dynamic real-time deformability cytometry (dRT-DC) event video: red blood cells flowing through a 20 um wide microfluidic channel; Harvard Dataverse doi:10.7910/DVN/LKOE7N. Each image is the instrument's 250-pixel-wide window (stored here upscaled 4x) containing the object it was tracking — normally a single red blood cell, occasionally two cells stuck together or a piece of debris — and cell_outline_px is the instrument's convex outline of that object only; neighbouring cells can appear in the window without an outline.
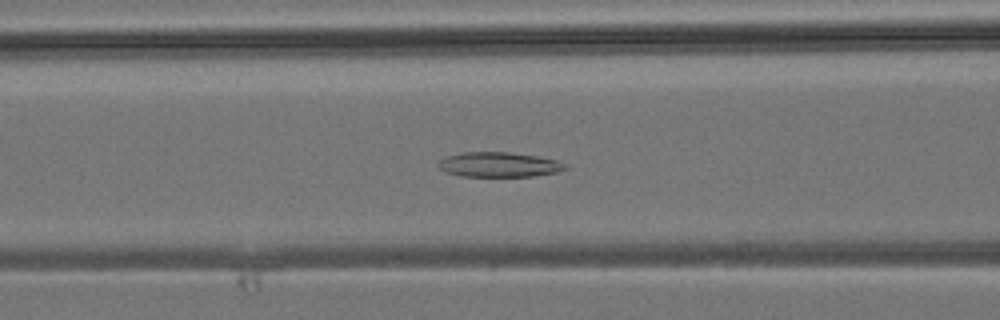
{"species": "common noctule bat (a hibernating species)", "species_latin": "Nyctalus noctula", "temperature_condition": "room temperature", "stored_images_in_passage": 37, "camera_frame_rate_fps": 3000, "um_per_image_px": 0.085, "animal": {"sex": "male", "body_mass_g": 19.2, "forearm_length_mm": 51.8}, "frame": {"image": 1, "passage_image": 17, "time_ms": 5.333, "image_size_px": [1000, 320], "cell_outline_px": [[568, 168], [556, 172], [532, 176], [460, 176], [444, 172], [436, 164], [440, 160], [448, 156], [460, 152], [508, 152], [536, 156], [556, 160], [568, 164]], "centroid_in_image_um": [42.39, 13.99], "position_along_channel_um": 124.2, "area_um2": 18.38}}
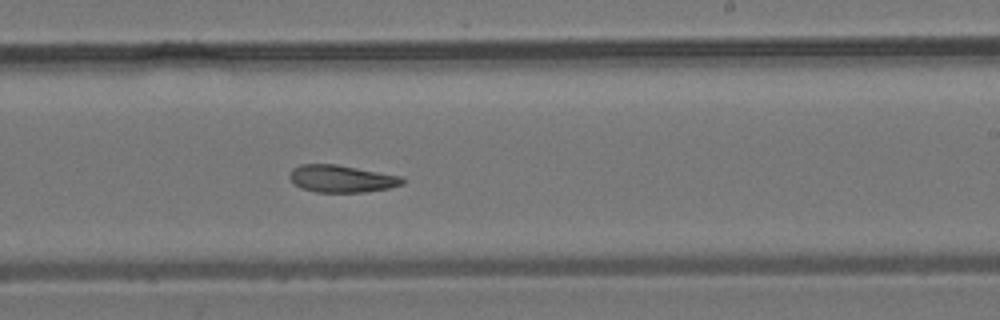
{"frame": {"image": 2, "passage_image": 26, "time_ms": 8.333, "image_size_px": [1000, 320], "cell_outline_px": [[404, 184], [388, 188], [364, 192], [316, 192], [300, 188], [292, 184], [288, 176], [292, 168], [300, 164], [336, 164], [404, 176]], "centroid_in_image_um": [29.01, 15.19], "position_along_channel_um": 260.0, "area_um2": 18.21}}
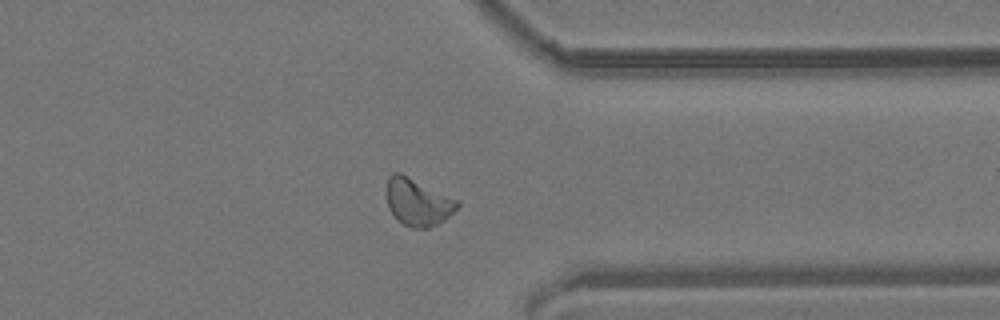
{"frame": {"image": 3, "passage_image": 34, "time_ms": 11.0, "image_size_px": [1000, 320], "cell_outline_px": [[460, 204], [440, 224], [428, 228], [412, 228], [404, 224], [388, 208], [388, 176], [392, 172], [400, 172], [460, 200]], "centroid_in_image_um": [35.55, 17.17], "position_along_channel_um": 375.8, "area_um2": 19.31}}